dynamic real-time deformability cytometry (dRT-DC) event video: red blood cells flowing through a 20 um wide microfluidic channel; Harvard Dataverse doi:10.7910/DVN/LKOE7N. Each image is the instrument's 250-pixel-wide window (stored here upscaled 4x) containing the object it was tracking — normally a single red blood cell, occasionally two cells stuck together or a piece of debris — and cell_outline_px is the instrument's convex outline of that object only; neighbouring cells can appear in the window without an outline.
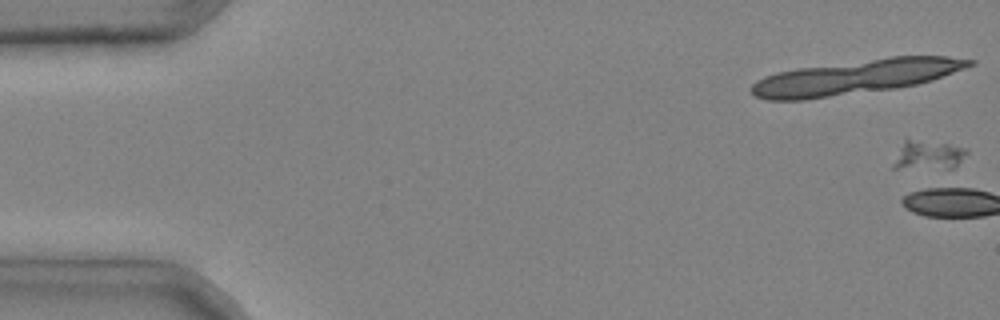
{"species": "common noctule bat (a hibernating species)", "species_latin": "Nyctalus noctula", "temperature_condition": "cold", "stored_images_in_passage": 5, "camera_frame_rate_fps": 3000, "um_per_image_px": 0.085, "animal": {"sex": "male", "body_mass_g": 20.4}, "frame": {"image": 1, "passage_image": 1, "time_ms": 0.0, "image_size_px": [1000, 320], "cell_outline_px": [[968, 152], [952, 168], [892, 168], [892, 164], [904, 140], [908, 136], [968, 148]], "centroid_in_image_um": [78.85, 13.13], "position_along_channel_um": 6.1, "area_um2": 12.6}}